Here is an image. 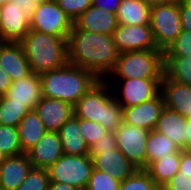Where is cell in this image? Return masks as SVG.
<instances>
[{
	"instance_id": "1",
	"label": "cell",
	"mask_w": 191,
	"mask_h": 190,
	"mask_svg": "<svg viewBox=\"0 0 191 190\" xmlns=\"http://www.w3.org/2000/svg\"><path fill=\"white\" fill-rule=\"evenodd\" d=\"M69 63L94 73L105 80L119 57L112 35L72 29L68 37Z\"/></svg>"
},
{
	"instance_id": "2",
	"label": "cell",
	"mask_w": 191,
	"mask_h": 190,
	"mask_svg": "<svg viewBox=\"0 0 191 190\" xmlns=\"http://www.w3.org/2000/svg\"><path fill=\"white\" fill-rule=\"evenodd\" d=\"M42 96L75 105L100 79L91 71L67 63L40 74Z\"/></svg>"
},
{
	"instance_id": "3",
	"label": "cell",
	"mask_w": 191,
	"mask_h": 190,
	"mask_svg": "<svg viewBox=\"0 0 191 190\" xmlns=\"http://www.w3.org/2000/svg\"><path fill=\"white\" fill-rule=\"evenodd\" d=\"M109 86L106 79L96 83L74 105V115L97 122L108 132H115L123 122V107L115 100L113 86L111 93Z\"/></svg>"
},
{
	"instance_id": "4",
	"label": "cell",
	"mask_w": 191,
	"mask_h": 190,
	"mask_svg": "<svg viewBox=\"0 0 191 190\" xmlns=\"http://www.w3.org/2000/svg\"><path fill=\"white\" fill-rule=\"evenodd\" d=\"M68 39L29 30L20 41L33 73L41 74L65 66L68 61Z\"/></svg>"
},
{
	"instance_id": "5",
	"label": "cell",
	"mask_w": 191,
	"mask_h": 190,
	"mask_svg": "<svg viewBox=\"0 0 191 190\" xmlns=\"http://www.w3.org/2000/svg\"><path fill=\"white\" fill-rule=\"evenodd\" d=\"M164 74V52L162 50H140L119 53L116 65L109 76L119 79H162Z\"/></svg>"
},
{
	"instance_id": "6",
	"label": "cell",
	"mask_w": 191,
	"mask_h": 190,
	"mask_svg": "<svg viewBox=\"0 0 191 190\" xmlns=\"http://www.w3.org/2000/svg\"><path fill=\"white\" fill-rule=\"evenodd\" d=\"M150 26L157 48L165 52L182 32L178 1L151 6Z\"/></svg>"
},
{
	"instance_id": "7",
	"label": "cell",
	"mask_w": 191,
	"mask_h": 190,
	"mask_svg": "<svg viewBox=\"0 0 191 190\" xmlns=\"http://www.w3.org/2000/svg\"><path fill=\"white\" fill-rule=\"evenodd\" d=\"M93 162L89 155L63 154L49 168L50 182H59L85 190L91 173Z\"/></svg>"
},
{
	"instance_id": "8",
	"label": "cell",
	"mask_w": 191,
	"mask_h": 190,
	"mask_svg": "<svg viewBox=\"0 0 191 190\" xmlns=\"http://www.w3.org/2000/svg\"><path fill=\"white\" fill-rule=\"evenodd\" d=\"M73 22L56 0L37 3L30 19V30L68 39Z\"/></svg>"
},
{
	"instance_id": "9",
	"label": "cell",
	"mask_w": 191,
	"mask_h": 190,
	"mask_svg": "<svg viewBox=\"0 0 191 190\" xmlns=\"http://www.w3.org/2000/svg\"><path fill=\"white\" fill-rule=\"evenodd\" d=\"M149 131L124 122L115 131L117 148L138 169L147 168L146 142Z\"/></svg>"
},
{
	"instance_id": "10",
	"label": "cell",
	"mask_w": 191,
	"mask_h": 190,
	"mask_svg": "<svg viewBox=\"0 0 191 190\" xmlns=\"http://www.w3.org/2000/svg\"><path fill=\"white\" fill-rule=\"evenodd\" d=\"M162 79H119L122 82L120 90L113 88L115 100L122 107H130L141 104L152 98H155L161 92ZM118 90V91H114ZM117 92H119L117 94ZM117 94V96H115ZM120 98V99H119Z\"/></svg>"
},
{
	"instance_id": "11",
	"label": "cell",
	"mask_w": 191,
	"mask_h": 190,
	"mask_svg": "<svg viewBox=\"0 0 191 190\" xmlns=\"http://www.w3.org/2000/svg\"><path fill=\"white\" fill-rule=\"evenodd\" d=\"M112 37L119 53L140 50H160L156 46L150 25L118 24Z\"/></svg>"
},
{
	"instance_id": "12",
	"label": "cell",
	"mask_w": 191,
	"mask_h": 190,
	"mask_svg": "<svg viewBox=\"0 0 191 190\" xmlns=\"http://www.w3.org/2000/svg\"><path fill=\"white\" fill-rule=\"evenodd\" d=\"M1 41L20 42L30 30V18L12 0L0 6Z\"/></svg>"
},
{
	"instance_id": "13",
	"label": "cell",
	"mask_w": 191,
	"mask_h": 190,
	"mask_svg": "<svg viewBox=\"0 0 191 190\" xmlns=\"http://www.w3.org/2000/svg\"><path fill=\"white\" fill-rule=\"evenodd\" d=\"M164 108V100L160 92L155 98L141 104L123 107V122L148 131L154 130Z\"/></svg>"
},
{
	"instance_id": "14",
	"label": "cell",
	"mask_w": 191,
	"mask_h": 190,
	"mask_svg": "<svg viewBox=\"0 0 191 190\" xmlns=\"http://www.w3.org/2000/svg\"><path fill=\"white\" fill-rule=\"evenodd\" d=\"M25 153L33 167L48 169L64 154L59 133L46 131L37 144Z\"/></svg>"
},
{
	"instance_id": "15",
	"label": "cell",
	"mask_w": 191,
	"mask_h": 190,
	"mask_svg": "<svg viewBox=\"0 0 191 190\" xmlns=\"http://www.w3.org/2000/svg\"><path fill=\"white\" fill-rule=\"evenodd\" d=\"M0 67L12 81L27 77L32 73L20 42L0 41Z\"/></svg>"
},
{
	"instance_id": "16",
	"label": "cell",
	"mask_w": 191,
	"mask_h": 190,
	"mask_svg": "<svg viewBox=\"0 0 191 190\" xmlns=\"http://www.w3.org/2000/svg\"><path fill=\"white\" fill-rule=\"evenodd\" d=\"M34 110L47 131L58 132L61 126L74 115V106L70 103L43 96Z\"/></svg>"
},
{
	"instance_id": "17",
	"label": "cell",
	"mask_w": 191,
	"mask_h": 190,
	"mask_svg": "<svg viewBox=\"0 0 191 190\" xmlns=\"http://www.w3.org/2000/svg\"><path fill=\"white\" fill-rule=\"evenodd\" d=\"M117 26L116 14L91 5L73 21L72 29L112 35Z\"/></svg>"
},
{
	"instance_id": "18",
	"label": "cell",
	"mask_w": 191,
	"mask_h": 190,
	"mask_svg": "<svg viewBox=\"0 0 191 190\" xmlns=\"http://www.w3.org/2000/svg\"><path fill=\"white\" fill-rule=\"evenodd\" d=\"M91 159L94 169L108 172L120 182L138 170L118 148L95 153L91 155Z\"/></svg>"
},
{
	"instance_id": "19",
	"label": "cell",
	"mask_w": 191,
	"mask_h": 190,
	"mask_svg": "<svg viewBox=\"0 0 191 190\" xmlns=\"http://www.w3.org/2000/svg\"><path fill=\"white\" fill-rule=\"evenodd\" d=\"M161 94L165 108L179 112L187 119L191 118V86L171 80L163 74Z\"/></svg>"
},
{
	"instance_id": "20",
	"label": "cell",
	"mask_w": 191,
	"mask_h": 190,
	"mask_svg": "<svg viewBox=\"0 0 191 190\" xmlns=\"http://www.w3.org/2000/svg\"><path fill=\"white\" fill-rule=\"evenodd\" d=\"M4 96L12 103L25 104L29 110H34L42 98L40 74L32 72L27 77L13 81Z\"/></svg>"
},
{
	"instance_id": "21",
	"label": "cell",
	"mask_w": 191,
	"mask_h": 190,
	"mask_svg": "<svg viewBox=\"0 0 191 190\" xmlns=\"http://www.w3.org/2000/svg\"><path fill=\"white\" fill-rule=\"evenodd\" d=\"M32 168L26 153L7 157L0 164V190H17Z\"/></svg>"
},
{
	"instance_id": "22",
	"label": "cell",
	"mask_w": 191,
	"mask_h": 190,
	"mask_svg": "<svg viewBox=\"0 0 191 190\" xmlns=\"http://www.w3.org/2000/svg\"><path fill=\"white\" fill-rule=\"evenodd\" d=\"M186 124V117H183L179 112L164 108L155 130L166 135L180 149L187 151L188 133L184 129Z\"/></svg>"
},
{
	"instance_id": "23",
	"label": "cell",
	"mask_w": 191,
	"mask_h": 190,
	"mask_svg": "<svg viewBox=\"0 0 191 190\" xmlns=\"http://www.w3.org/2000/svg\"><path fill=\"white\" fill-rule=\"evenodd\" d=\"M62 150L68 155H89V147L79 129V118L73 115L58 131Z\"/></svg>"
},
{
	"instance_id": "24",
	"label": "cell",
	"mask_w": 191,
	"mask_h": 190,
	"mask_svg": "<svg viewBox=\"0 0 191 190\" xmlns=\"http://www.w3.org/2000/svg\"><path fill=\"white\" fill-rule=\"evenodd\" d=\"M151 6L143 0H121L117 22L123 25H150Z\"/></svg>"
},
{
	"instance_id": "25",
	"label": "cell",
	"mask_w": 191,
	"mask_h": 190,
	"mask_svg": "<svg viewBox=\"0 0 191 190\" xmlns=\"http://www.w3.org/2000/svg\"><path fill=\"white\" fill-rule=\"evenodd\" d=\"M46 127L35 110H30L18 125L21 149L25 153L45 134Z\"/></svg>"
},
{
	"instance_id": "26",
	"label": "cell",
	"mask_w": 191,
	"mask_h": 190,
	"mask_svg": "<svg viewBox=\"0 0 191 190\" xmlns=\"http://www.w3.org/2000/svg\"><path fill=\"white\" fill-rule=\"evenodd\" d=\"M181 152L152 161L145 169L157 185H166L179 171Z\"/></svg>"
},
{
	"instance_id": "27",
	"label": "cell",
	"mask_w": 191,
	"mask_h": 190,
	"mask_svg": "<svg viewBox=\"0 0 191 190\" xmlns=\"http://www.w3.org/2000/svg\"><path fill=\"white\" fill-rule=\"evenodd\" d=\"M182 149L166 135L154 130L149 131L146 142L147 166L155 160L170 156L173 152H181Z\"/></svg>"
},
{
	"instance_id": "28",
	"label": "cell",
	"mask_w": 191,
	"mask_h": 190,
	"mask_svg": "<svg viewBox=\"0 0 191 190\" xmlns=\"http://www.w3.org/2000/svg\"><path fill=\"white\" fill-rule=\"evenodd\" d=\"M164 74L171 80L191 86V56L164 57Z\"/></svg>"
},
{
	"instance_id": "29",
	"label": "cell",
	"mask_w": 191,
	"mask_h": 190,
	"mask_svg": "<svg viewBox=\"0 0 191 190\" xmlns=\"http://www.w3.org/2000/svg\"><path fill=\"white\" fill-rule=\"evenodd\" d=\"M29 111L25 104L12 103L11 99L0 96V125L18 127Z\"/></svg>"
},
{
	"instance_id": "30",
	"label": "cell",
	"mask_w": 191,
	"mask_h": 190,
	"mask_svg": "<svg viewBox=\"0 0 191 190\" xmlns=\"http://www.w3.org/2000/svg\"><path fill=\"white\" fill-rule=\"evenodd\" d=\"M0 149L7 157L24 153L21 149L18 127L0 125Z\"/></svg>"
},
{
	"instance_id": "31",
	"label": "cell",
	"mask_w": 191,
	"mask_h": 190,
	"mask_svg": "<svg viewBox=\"0 0 191 190\" xmlns=\"http://www.w3.org/2000/svg\"><path fill=\"white\" fill-rule=\"evenodd\" d=\"M157 184L145 169H138L133 175L120 182L119 190H155Z\"/></svg>"
},
{
	"instance_id": "32",
	"label": "cell",
	"mask_w": 191,
	"mask_h": 190,
	"mask_svg": "<svg viewBox=\"0 0 191 190\" xmlns=\"http://www.w3.org/2000/svg\"><path fill=\"white\" fill-rule=\"evenodd\" d=\"M49 183L48 169L33 167L17 190H48Z\"/></svg>"
},
{
	"instance_id": "33",
	"label": "cell",
	"mask_w": 191,
	"mask_h": 190,
	"mask_svg": "<svg viewBox=\"0 0 191 190\" xmlns=\"http://www.w3.org/2000/svg\"><path fill=\"white\" fill-rule=\"evenodd\" d=\"M119 186L120 181L113 178L108 172L93 168L85 190H119Z\"/></svg>"
},
{
	"instance_id": "34",
	"label": "cell",
	"mask_w": 191,
	"mask_h": 190,
	"mask_svg": "<svg viewBox=\"0 0 191 190\" xmlns=\"http://www.w3.org/2000/svg\"><path fill=\"white\" fill-rule=\"evenodd\" d=\"M191 56V31L182 30L175 41L164 52V57Z\"/></svg>"
},
{
	"instance_id": "35",
	"label": "cell",
	"mask_w": 191,
	"mask_h": 190,
	"mask_svg": "<svg viewBox=\"0 0 191 190\" xmlns=\"http://www.w3.org/2000/svg\"><path fill=\"white\" fill-rule=\"evenodd\" d=\"M79 129L89 147L108 131L99 123L79 118Z\"/></svg>"
},
{
	"instance_id": "36",
	"label": "cell",
	"mask_w": 191,
	"mask_h": 190,
	"mask_svg": "<svg viewBox=\"0 0 191 190\" xmlns=\"http://www.w3.org/2000/svg\"><path fill=\"white\" fill-rule=\"evenodd\" d=\"M65 14L73 22L87 8L92 5V0H56Z\"/></svg>"
},
{
	"instance_id": "37",
	"label": "cell",
	"mask_w": 191,
	"mask_h": 190,
	"mask_svg": "<svg viewBox=\"0 0 191 190\" xmlns=\"http://www.w3.org/2000/svg\"><path fill=\"white\" fill-rule=\"evenodd\" d=\"M116 148L117 141L115 132H107L102 137H100L99 141H96L89 146V156L95 153H101L102 151L113 150Z\"/></svg>"
},
{
	"instance_id": "38",
	"label": "cell",
	"mask_w": 191,
	"mask_h": 190,
	"mask_svg": "<svg viewBox=\"0 0 191 190\" xmlns=\"http://www.w3.org/2000/svg\"><path fill=\"white\" fill-rule=\"evenodd\" d=\"M182 30L191 31V0H179Z\"/></svg>"
},
{
	"instance_id": "39",
	"label": "cell",
	"mask_w": 191,
	"mask_h": 190,
	"mask_svg": "<svg viewBox=\"0 0 191 190\" xmlns=\"http://www.w3.org/2000/svg\"><path fill=\"white\" fill-rule=\"evenodd\" d=\"M166 186L172 190H191V178L178 171Z\"/></svg>"
},
{
	"instance_id": "40",
	"label": "cell",
	"mask_w": 191,
	"mask_h": 190,
	"mask_svg": "<svg viewBox=\"0 0 191 190\" xmlns=\"http://www.w3.org/2000/svg\"><path fill=\"white\" fill-rule=\"evenodd\" d=\"M120 4L121 0H92V5L114 14H117Z\"/></svg>"
},
{
	"instance_id": "41",
	"label": "cell",
	"mask_w": 191,
	"mask_h": 190,
	"mask_svg": "<svg viewBox=\"0 0 191 190\" xmlns=\"http://www.w3.org/2000/svg\"><path fill=\"white\" fill-rule=\"evenodd\" d=\"M179 172L191 178V151L181 150Z\"/></svg>"
},
{
	"instance_id": "42",
	"label": "cell",
	"mask_w": 191,
	"mask_h": 190,
	"mask_svg": "<svg viewBox=\"0 0 191 190\" xmlns=\"http://www.w3.org/2000/svg\"><path fill=\"white\" fill-rule=\"evenodd\" d=\"M16 5L20 6L23 9L25 15L30 19L36 9L37 3L34 0H12Z\"/></svg>"
},
{
	"instance_id": "43",
	"label": "cell",
	"mask_w": 191,
	"mask_h": 190,
	"mask_svg": "<svg viewBox=\"0 0 191 190\" xmlns=\"http://www.w3.org/2000/svg\"><path fill=\"white\" fill-rule=\"evenodd\" d=\"M12 82L13 81L9 75H7L3 68L0 67V96H4L6 94L7 90L12 85Z\"/></svg>"
},
{
	"instance_id": "44",
	"label": "cell",
	"mask_w": 191,
	"mask_h": 190,
	"mask_svg": "<svg viewBox=\"0 0 191 190\" xmlns=\"http://www.w3.org/2000/svg\"><path fill=\"white\" fill-rule=\"evenodd\" d=\"M48 190H81V189L75 186H69L67 184L59 182H50Z\"/></svg>"
},
{
	"instance_id": "45",
	"label": "cell",
	"mask_w": 191,
	"mask_h": 190,
	"mask_svg": "<svg viewBox=\"0 0 191 190\" xmlns=\"http://www.w3.org/2000/svg\"><path fill=\"white\" fill-rule=\"evenodd\" d=\"M184 129H186L188 133L187 151H191V118L187 119V124L184 126Z\"/></svg>"
},
{
	"instance_id": "46",
	"label": "cell",
	"mask_w": 191,
	"mask_h": 190,
	"mask_svg": "<svg viewBox=\"0 0 191 190\" xmlns=\"http://www.w3.org/2000/svg\"><path fill=\"white\" fill-rule=\"evenodd\" d=\"M147 5L154 6L159 4H164L169 2L170 0H143Z\"/></svg>"
},
{
	"instance_id": "47",
	"label": "cell",
	"mask_w": 191,
	"mask_h": 190,
	"mask_svg": "<svg viewBox=\"0 0 191 190\" xmlns=\"http://www.w3.org/2000/svg\"><path fill=\"white\" fill-rule=\"evenodd\" d=\"M155 190H172L166 185H157Z\"/></svg>"
},
{
	"instance_id": "48",
	"label": "cell",
	"mask_w": 191,
	"mask_h": 190,
	"mask_svg": "<svg viewBox=\"0 0 191 190\" xmlns=\"http://www.w3.org/2000/svg\"><path fill=\"white\" fill-rule=\"evenodd\" d=\"M6 158H7V156L0 149V164H2L5 161Z\"/></svg>"
},
{
	"instance_id": "49",
	"label": "cell",
	"mask_w": 191,
	"mask_h": 190,
	"mask_svg": "<svg viewBox=\"0 0 191 190\" xmlns=\"http://www.w3.org/2000/svg\"><path fill=\"white\" fill-rule=\"evenodd\" d=\"M10 0H0V6L4 5L5 3L9 2Z\"/></svg>"
},
{
	"instance_id": "50",
	"label": "cell",
	"mask_w": 191,
	"mask_h": 190,
	"mask_svg": "<svg viewBox=\"0 0 191 190\" xmlns=\"http://www.w3.org/2000/svg\"><path fill=\"white\" fill-rule=\"evenodd\" d=\"M36 3H40V2H45V1H50V0H34Z\"/></svg>"
},
{
	"instance_id": "51",
	"label": "cell",
	"mask_w": 191,
	"mask_h": 190,
	"mask_svg": "<svg viewBox=\"0 0 191 190\" xmlns=\"http://www.w3.org/2000/svg\"><path fill=\"white\" fill-rule=\"evenodd\" d=\"M0 41H1V19H0Z\"/></svg>"
}]
</instances>
